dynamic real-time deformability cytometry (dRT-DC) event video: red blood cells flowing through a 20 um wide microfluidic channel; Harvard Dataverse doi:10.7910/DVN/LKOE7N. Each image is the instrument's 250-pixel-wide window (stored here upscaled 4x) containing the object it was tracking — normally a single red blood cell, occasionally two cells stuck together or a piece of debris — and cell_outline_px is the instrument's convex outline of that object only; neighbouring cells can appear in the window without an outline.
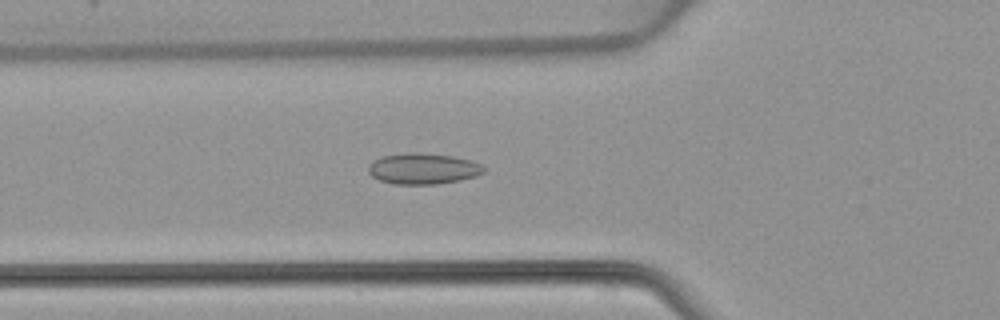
{"species": "common noctule bat (a hibernating species)", "species_latin": "Nyctalus noctula", "temperature_condition": "warm", "stored_images_in_passage": 46, "camera_frame_rate_fps": 3000, "um_per_image_px": 0.085, "animal": {"sex": "female", "body_mass_g": 22.7, "forearm_length_mm": 54.2}, "frame": {"image": 1, "passage_image": 17, "time_ms": 5.333, "image_size_px": [1000, 320], "cell_outline_px": [[484, 172], [476, 176], [460, 180], [436, 184], [392, 184], [380, 180], [372, 176], [368, 172], [368, 164], [372, 160], [380, 156], [408, 152], [412, 152], [452, 156], [472, 160], [480, 164], [484, 168]], "centroid_in_image_um": [35.92, 14.33], "position_along_channel_um": 89.9, "area_um2": 20.92}}
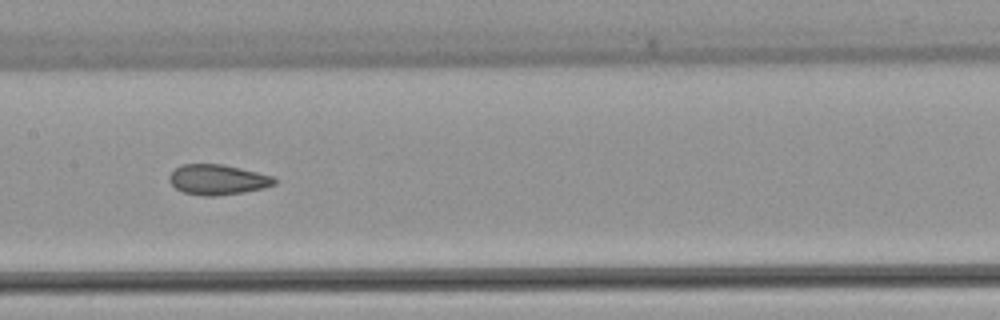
{"frame": {"image": 2, "passage_image": 24, "time_ms": 7.667, "image_size_px": [1000, 320], "cell_outline_px": [[276, 184], [264, 188], [216, 196], [204, 196], [184, 192], [176, 188], [168, 180], [168, 176], [180, 164], [224, 164], [272, 176], [276, 180]], "centroid_in_image_um": [18.48, 15.26], "position_along_channel_um": 188.9, "area_um2": 18.38}}
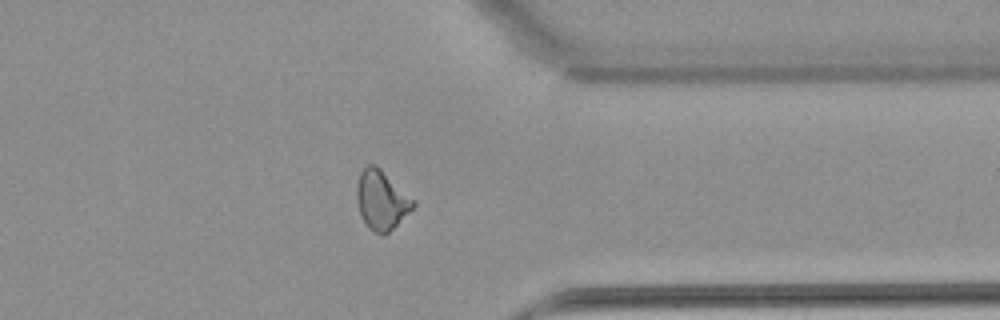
{"frame": {"image": 3, "passage_image": 38, "time_ms": 12.333, "image_size_px": [1000, 320], "cell_outline_px": [[416, 204], [384, 236], [380, 236], [368, 228], [360, 216], [356, 200], [356, 184], [360, 172], [368, 164], [376, 164], [416, 200]], "centroid_in_image_um": [32.4, 16.99], "position_along_channel_um": 379.0, "area_um2": 19.71}}